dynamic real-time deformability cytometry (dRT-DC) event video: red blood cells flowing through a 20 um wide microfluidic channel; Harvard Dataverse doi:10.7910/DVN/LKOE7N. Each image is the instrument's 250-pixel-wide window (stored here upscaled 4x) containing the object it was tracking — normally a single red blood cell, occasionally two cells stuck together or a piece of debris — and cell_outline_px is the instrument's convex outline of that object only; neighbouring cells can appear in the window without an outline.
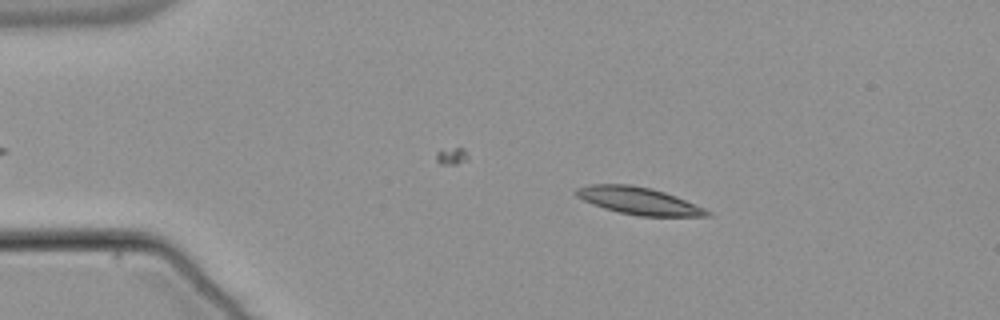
{"species": "common noctule bat (a hibernating species)", "species_latin": "Nyctalus noctula", "temperature_condition": "warm", "stored_images_in_passage": 51, "camera_frame_rate_fps": 3000, "um_per_image_px": 0.085, "animal": {"sex": "male", "body_mass_g": 21.5, "forearm_length_mm": 52.0}, "frame": {"image": 1, "passage_image": 10, "time_ms": 3.0, "image_size_px": [1000, 320], "cell_outline_px": [[712, 216], [640, 216], [620, 212], [604, 208], [592, 204], [576, 196], [572, 192], [576, 188], [588, 184], [632, 184], [652, 188], [676, 196], [704, 208], [712, 212]], "centroid_in_image_um": [54.26, 17.06], "position_along_channel_um": 30.7, "area_um2": 20.87}}
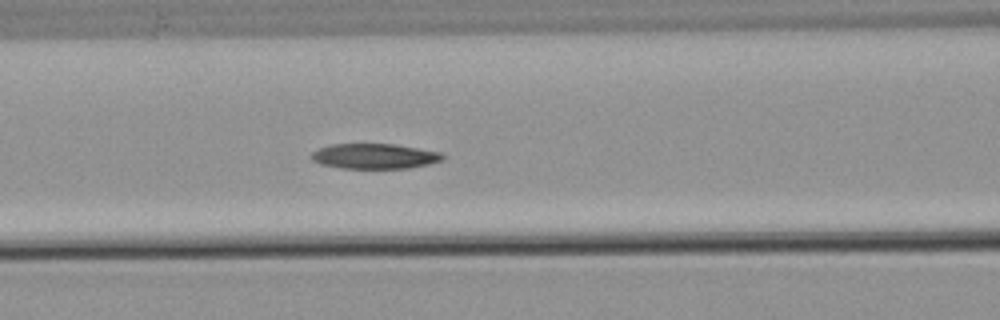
{"frame": {"image": 2, "passage_image": 23, "time_ms": 7.333, "image_size_px": [1000, 320], "cell_outline_px": [[444, 156], [440, 160], [428, 164], [408, 168], [340, 168], [320, 164], [312, 160], [308, 156], [312, 152], [320, 148], [332, 144], [392, 144], [440, 152]], "centroid_in_image_um": [31.76, 13.28], "position_along_channel_um": 134.8, "area_um2": 19.07}}
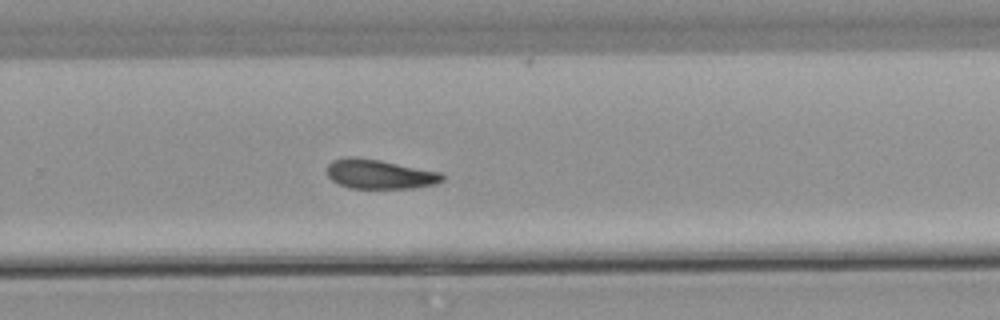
{"frame": {"image": 3, "passage_image": 36, "time_ms": 11.667, "image_size_px": [1000, 320], "cell_outline_px": [[444, 180], [436, 184], [412, 188], [348, 188], [332, 180], [328, 176], [328, 164], [332, 160], [344, 156], [356, 156], [380, 160], [440, 172], [444, 176]], "centroid_in_image_um": [32.25, 14.79], "position_along_channel_um": 297.6, "area_um2": 19.83}}